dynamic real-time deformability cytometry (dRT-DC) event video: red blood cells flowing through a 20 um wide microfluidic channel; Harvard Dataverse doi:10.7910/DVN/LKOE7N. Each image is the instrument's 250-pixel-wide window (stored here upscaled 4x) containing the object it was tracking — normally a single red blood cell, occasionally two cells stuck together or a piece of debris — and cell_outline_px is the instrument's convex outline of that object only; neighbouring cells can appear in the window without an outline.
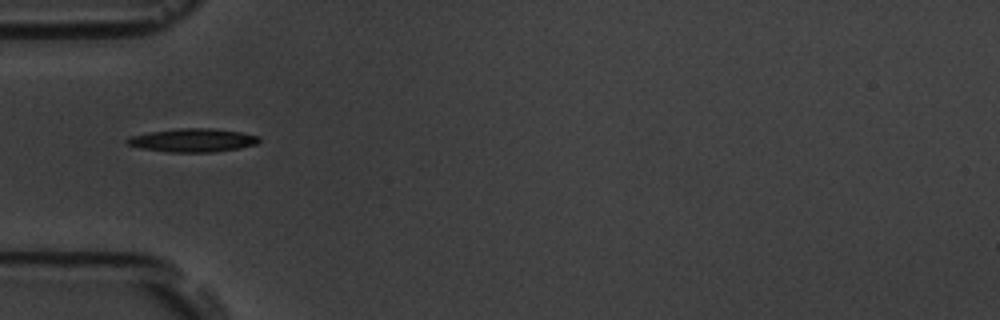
{"species": "common noctule bat (a hibernating species)", "species_latin": "Nyctalus noctula", "temperature_condition": "room temperature", "stored_images_in_passage": 38, "camera_frame_rate_fps": 3000, "um_per_image_px": 0.085, "animal": {"sex": "male", "body_mass_g": 19.5, "forearm_length_mm": 54.6}, "frame": {"image": 1, "passage_image": 1, "time_ms": 0.0, "image_size_px": [1000, 320], "cell_outline_px": [[260, 140], [256, 144], [240, 148], [212, 152], [168, 152], [140, 148], [128, 144], [124, 140], [128, 136], [148, 132], [176, 128], [212, 128], [240, 132], [260, 136]], "centroid_in_image_um": [16.35, 11.91], "position_along_channel_um": 68.6, "area_um2": 18.15}}
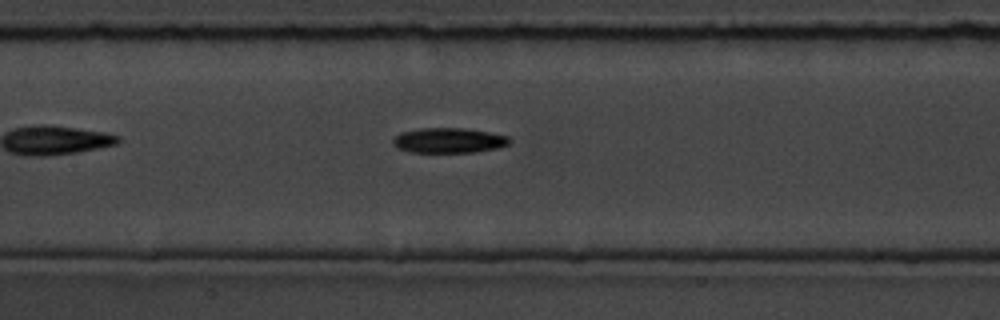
{"frame": {"image": 2, "passage_image": 9, "time_ms": 2.667, "image_size_px": [1000, 320], "cell_outline_px": [[512, 140], [508, 144], [496, 148], [476, 152], [412, 152], [396, 148], [392, 144], [392, 140], [400, 132], [420, 128], [464, 128], [488, 132], [508, 136]], "centroid_in_image_um": [38.12, 11.93], "position_along_channel_um": 169.3, "area_um2": 17.05}}
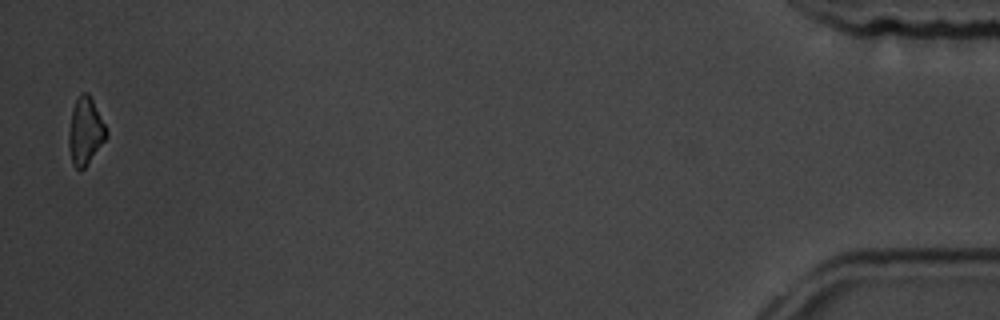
{"frame": {"image": 3, "passage_image": 37, "time_ms": 12.0, "image_size_px": [1000, 320], "cell_outline_px": [[108, 136], [84, 168], [80, 172], [72, 164], [68, 148], [68, 132], [72, 108], [80, 92], [88, 92], [108, 132]], "centroid_in_image_um": [7.22, 11.17], "position_along_channel_um": 428.0, "area_um2": 14.74}, "authors_computed_cell_mechanics": {"area_um2": 16.0395, "velocity_mm_per_s": 3.7752, "shape_relaxation_time_tau1_ms": 1.6732, "shape_relaxation_time_tau2_ms": null, "deformation_change_tau1": 0.1104, "deformation_change_tau2": null}}